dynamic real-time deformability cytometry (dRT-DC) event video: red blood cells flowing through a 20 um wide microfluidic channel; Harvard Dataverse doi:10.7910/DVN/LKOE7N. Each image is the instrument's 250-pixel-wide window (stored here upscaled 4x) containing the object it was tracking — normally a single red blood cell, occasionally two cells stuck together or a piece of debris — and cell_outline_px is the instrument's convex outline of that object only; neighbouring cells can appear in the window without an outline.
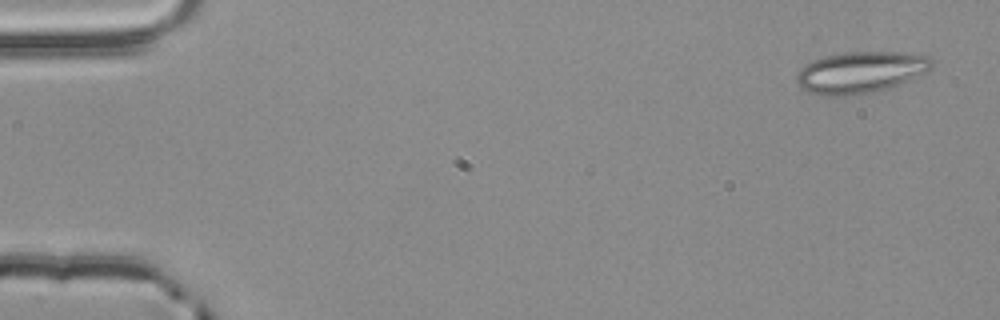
{"species": "common noctule bat (a hibernating species)", "species_latin": "Nyctalus noctula", "temperature_condition": "room temperature", "stored_images_in_passage": 4, "camera_frame_rate_fps": 3000, "um_per_image_px": 0.085, "animal": {"sex": "male", "body_mass_g": 20.4}, "frame": {"image": 1, "passage_image": 1, "time_ms": 0.0, "image_size_px": [1000, 320], "cell_outline_px": [[932, 68], [908, 80], [888, 88], [872, 92], [844, 96], [824, 96], [808, 92], [800, 88], [796, 80], [796, 76], [800, 68], [804, 64], [824, 56], [844, 52], [896, 52], [928, 56], [932, 60]], "centroid_in_image_um": [73.08, 6.15], "position_along_channel_um": 11.9, "area_um2": 32.6}}